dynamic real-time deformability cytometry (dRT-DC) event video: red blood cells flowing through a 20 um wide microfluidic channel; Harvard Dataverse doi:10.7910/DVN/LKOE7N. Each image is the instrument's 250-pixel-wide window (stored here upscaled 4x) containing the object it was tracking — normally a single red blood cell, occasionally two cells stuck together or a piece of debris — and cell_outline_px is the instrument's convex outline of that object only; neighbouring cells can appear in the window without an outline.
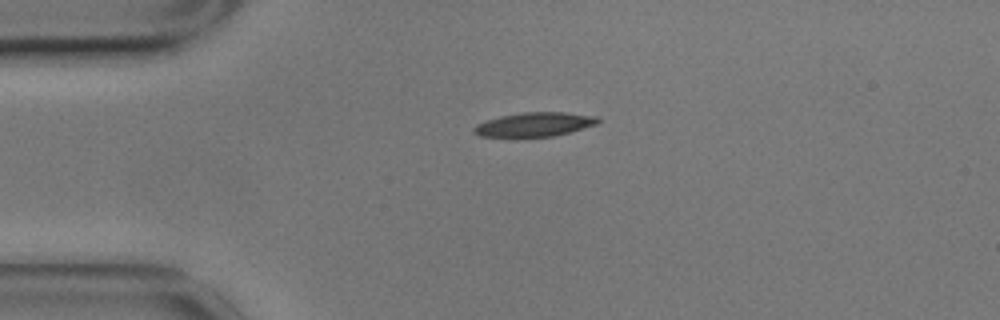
{"species": "common noctule bat (a hibernating species)", "species_latin": "Nyctalus noctula", "temperature_condition": "cold", "stored_images_in_passage": 45, "camera_frame_rate_fps": 3000, "um_per_image_px": 0.085, "animal": {"sex": "male", "body_mass_g": 17.9}, "frame": {"image": 1, "passage_image": 1, "time_ms": 0.0, "image_size_px": [1000, 320], "cell_outline_px": [[600, 120], [596, 124], [556, 136], [480, 136], [472, 132], [472, 128], [476, 124], [500, 116], [524, 112], [564, 112], [596, 116]], "centroid_in_image_um": [45.42, 10.57], "position_along_channel_um": 39.6, "area_um2": 17.17}}
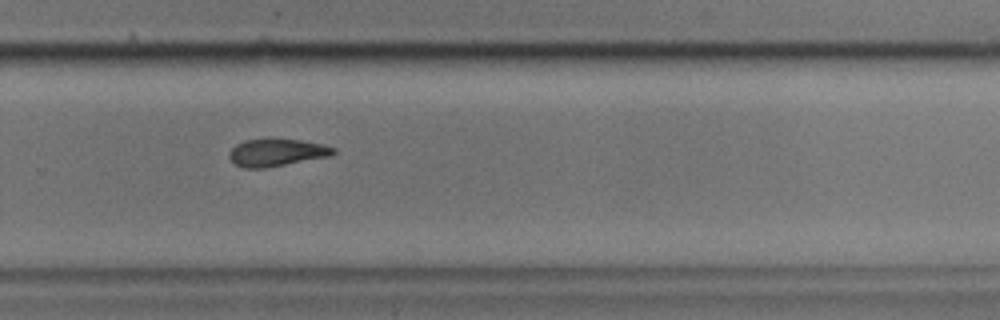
{"frame": {"image": 2, "passage_image": 26, "time_ms": 8.333, "image_size_px": [1000, 320], "cell_outline_px": [[336, 152], [332, 156], [264, 168], [244, 168], [236, 164], [228, 156], [228, 152], [236, 144], [244, 140], [268, 136], [300, 140], [324, 144], [336, 148]], "centroid_in_image_um": [23.52, 12.92], "position_along_channel_um": 306.3, "area_um2": 17.28}}
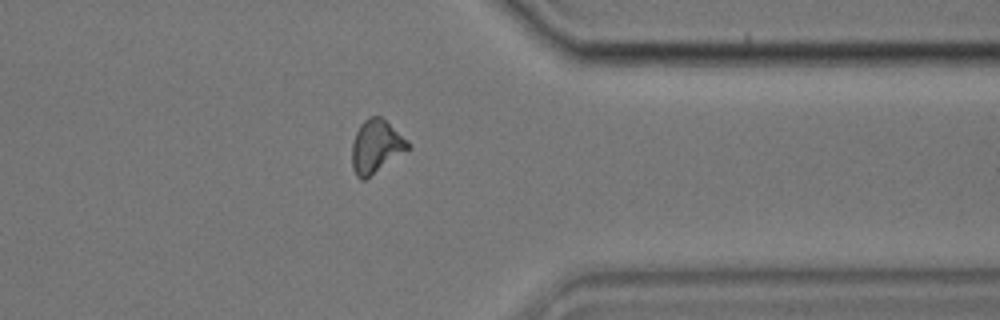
{"frame": {"image": 3, "passage_image": 33, "time_ms": 10.667, "image_size_px": [1000, 320], "cell_outline_px": [[412, 148], [364, 180], [360, 180], [356, 176], [352, 168], [352, 144], [356, 132], [360, 124], [368, 116], [380, 116], [408, 140]], "centroid_in_image_um": [31.97, 12.46], "position_along_channel_um": 379.4, "area_um2": 17.46}, "authors_computed_cell_mechanics": {"area_um2": 17.34, "velocity_mm_per_s": 3.4964, "shape_relaxation_time_tau1_ms": 2.817, "shape_relaxation_time_tau2_ms": null, "deformation_change_tau1": 0.1451, "deformation_change_tau2": null}}